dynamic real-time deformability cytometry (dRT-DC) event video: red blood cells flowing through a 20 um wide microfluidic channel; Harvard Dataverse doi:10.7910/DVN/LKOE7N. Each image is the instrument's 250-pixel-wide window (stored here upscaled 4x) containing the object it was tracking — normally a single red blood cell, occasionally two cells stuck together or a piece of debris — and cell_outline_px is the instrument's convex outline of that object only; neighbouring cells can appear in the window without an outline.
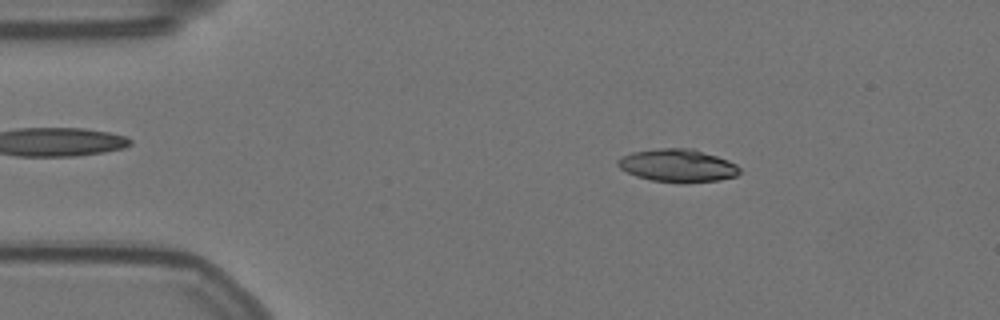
{"species": "Egyptian fruit bat (a non-hibernating species)", "species_latin": "Rousettus aegyptiacus", "temperature_condition": "warm", "stored_images_in_passage": 56, "camera_frame_rate_fps": 3000, "um_per_image_px": 0.085, "animal": {"sex": "female"}, "frame": {"image": 1, "passage_image": 9, "time_ms": 2.667, "image_size_px": [1000, 320], "cell_outline_px": [[740, 172], [736, 176], [716, 180], [684, 184], [680, 184], [652, 180], [636, 176], [620, 168], [616, 164], [616, 160], [620, 156], [632, 152], [660, 148], [692, 148], [728, 160], [736, 164], [740, 168]], "centroid_in_image_um": [57.58, 14.08], "position_along_channel_um": 27.4, "area_um2": 23.52}}
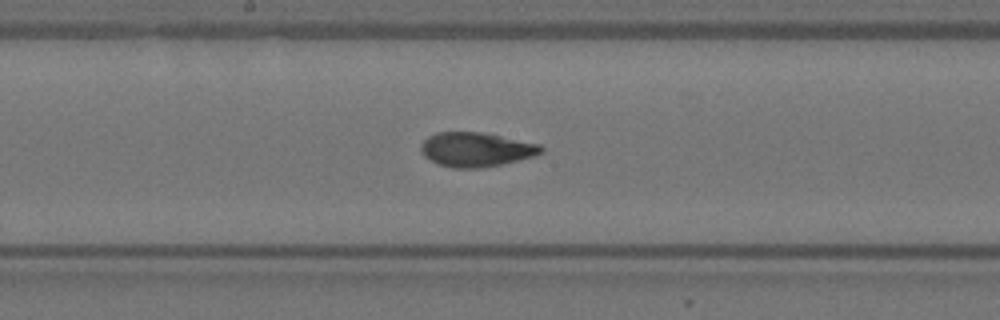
{"frame": {"image": 2, "passage_image": 29, "time_ms": 9.333, "image_size_px": [1000, 320], "cell_outline_px": [[544, 152], [536, 156], [500, 164], [480, 168], [452, 168], [436, 164], [424, 156], [420, 148], [420, 144], [428, 136], [436, 132], [480, 132], [540, 144], [544, 148]], "centroid_in_image_um": [40.45, 12.71], "position_along_channel_um": 207.8, "area_um2": 24.1}}
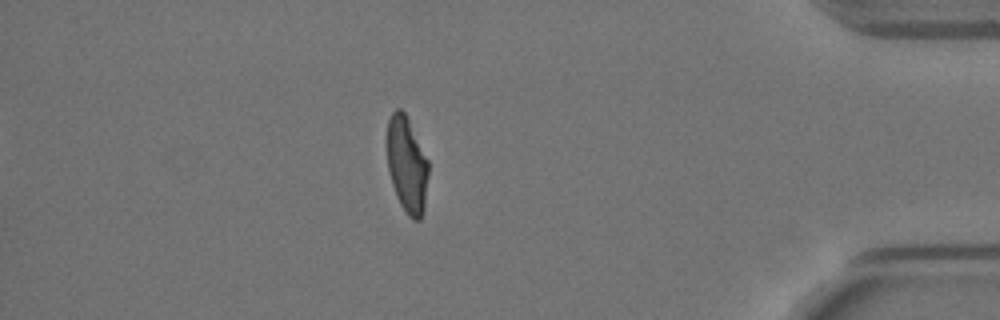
{"frame": {"image": 3, "passage_image": 49, "time_ms": 16.0, "image_size_px": [1000, 320], "cell_outline_px": [[428, 176], [424, 208], [420, 220], [412, 220], [408, 216], [400, 204], [396, 196], [392, 184], [388, 168], [388, 120], [392, 112], [396, 108], [400, 108], [404, 112], [428, 160]], "centroid_in_image_um": [34.59, 14.04], "position_along_channel_um": 400.6, "area_um2": 22.83}, "authors_computed_cell_mechanics": {"area_um2": 23.698, "velocity_mm_per_s": 3.5334, "shape_relaxation_time_tau1_ms": null, "shape_relaxation_time_tau2_ms": 1.5284, "deformation_change_tau1": null, "deformation_change_tau2": 0.0808}}